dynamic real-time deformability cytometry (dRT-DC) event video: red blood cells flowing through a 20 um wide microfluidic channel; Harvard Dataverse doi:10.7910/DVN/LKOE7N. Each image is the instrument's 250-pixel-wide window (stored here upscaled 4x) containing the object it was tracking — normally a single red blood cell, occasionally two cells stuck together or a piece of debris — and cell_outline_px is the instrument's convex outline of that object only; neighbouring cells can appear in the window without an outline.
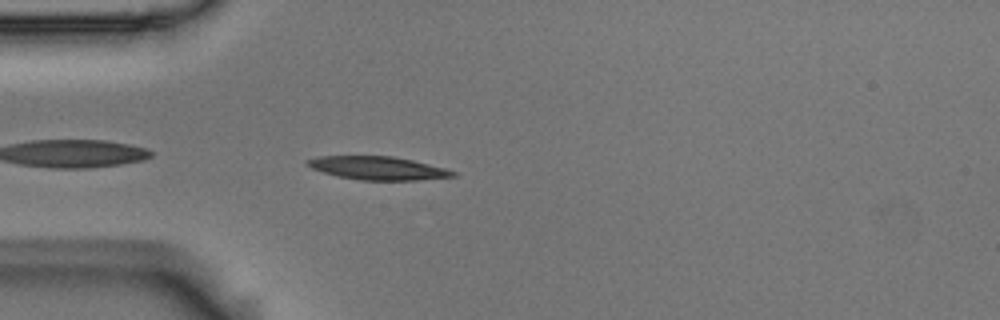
{"species": "Egyptian fruit bat (a non-hibernating species)", "species_latin": "Rousettus aegyptiacus", "temperature_condition": "room temperature", "stored_images_in_passage": 41, "camera_frame_rate_fps": 3000, "um_per_image_px": 0.085, "animal": {"sex": "male"}, "frame": {"image": 1, "passage_image": 2, "time_ms": 0.333, "image_size_px": [1000, 320], "cell_outline_px": [[456, 176], [416, 180], [360, 180], [336, 176], [312, 168], [304, 164], [304, 160], [320, 156], [392, 156], [412, 160], [444, 168], [456, 172]], "centroid_in_image_um": [32.06, 14.29], "position_along_channel_um": 52.9, "area_um2": 19.65}}
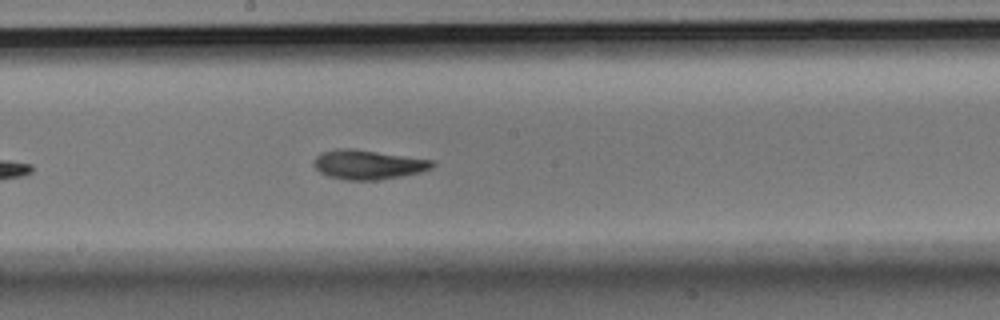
{"frame": {"image": 2, "passage_image": 16, "time_ms": 5.0, "image_size_px": [1000, 320], "cell_outline_px": [[436, 164], [432, 168], [420, 172], [400, 176], [376, 180], [348, 180], [328, 176], [320, 172], [312, 164], [316, 156], [320, 152], [336, 148], [352, 148], [436, 160]], "centroid_in_image_um": [31.29, 13.97], "position_along_channel_um": 216.9, "area_um2": 20.46}}
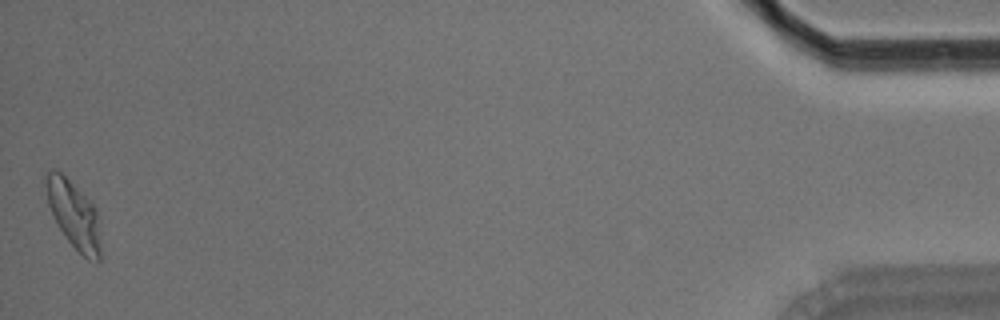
{"frame": {"image": 3, "passage_image": 41, "time_ms": 13.333, "image_size_px": [1000, 320], "cell_outline_px": [[100, 260], [96, 264], [88, 260], [68, 240], [56, 224], [48, 204], [44, 184], [44, 176], [52, 168], [60, 172], [96, 208], [100, 220]], "centroid_in_image_um": [6.28, 18.28], "position_along_channel_um": 428.9, "area_um2": 21.56}, "authors_computed_cell_mechanics": {"area_um2": 19.941, "velocity_mm_per_s": 3.6656, "shape_relaxation_time_tau1_ms": 3.5035, "shape_relaxation_time_tau2_ms": 2.0674, "deformation_change_tau1": 0.2087, "deformation_change_tau2": 0.0971}}